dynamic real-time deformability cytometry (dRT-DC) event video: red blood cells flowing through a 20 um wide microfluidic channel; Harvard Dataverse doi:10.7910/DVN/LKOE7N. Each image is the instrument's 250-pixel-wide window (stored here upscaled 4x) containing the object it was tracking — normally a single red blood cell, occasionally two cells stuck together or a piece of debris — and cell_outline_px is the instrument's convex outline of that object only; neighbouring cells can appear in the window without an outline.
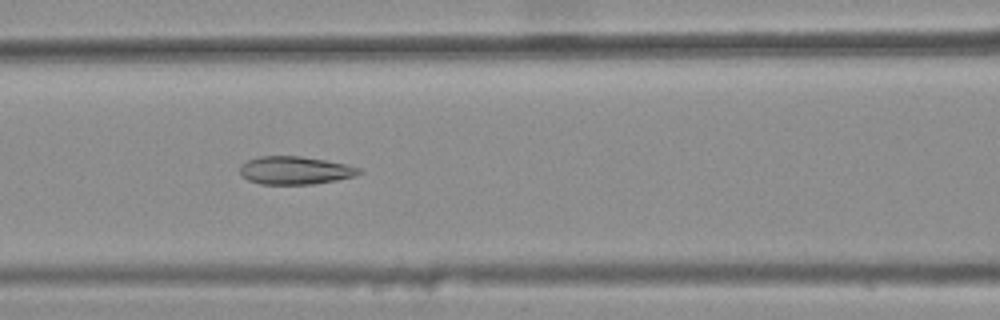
{"species": "common noctule bat (a hibernating species)", "species_latin": "Nyctalus noctula", "temperature_condition": "warm", "stored_images_in_passage": 34, "camera_frame_rate_fps": 3000, "um_per_image_px": 0.085, "animal": {"sex": "female", "body_mass_g": 25.1}, "frame": {"image": 1, "passage_image": 12, "time_ms": 3.667, "image_size_px": [1000, 320], "cell_outline_px": [[364, 172], [356, 176], [336, 180], [312, 184], [260, 184], [248, 180], [240, 172], [240, 164], [248, 160], [260, 156], [300, 156], [324, 160], [344, 164], [360, 168]], "centroid_in_image_um": [25.08, 14.48], "position_along_channel_um": 141.5, "area_um2": 19.36}}
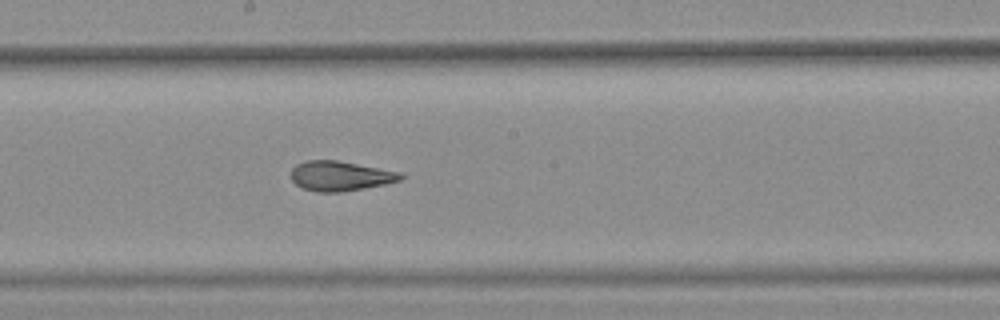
{"frame": {"image": 2, "passage_image": 18, "time_ms": 5.667, "image_size_px": [1000, 320], "cell_outline_px": [[404, 176], [400, 180], [384, 184], [344, 192], [316, 192], [304, 188], [296, 184], [292, 180], [292, 168], [296, 164], [308, 160], [336, 160], [400, 172]], "centroid_in_image_um": [28.91, 14.96], "position_along_channel_um": 219.3, "area_um2": 18.84}}
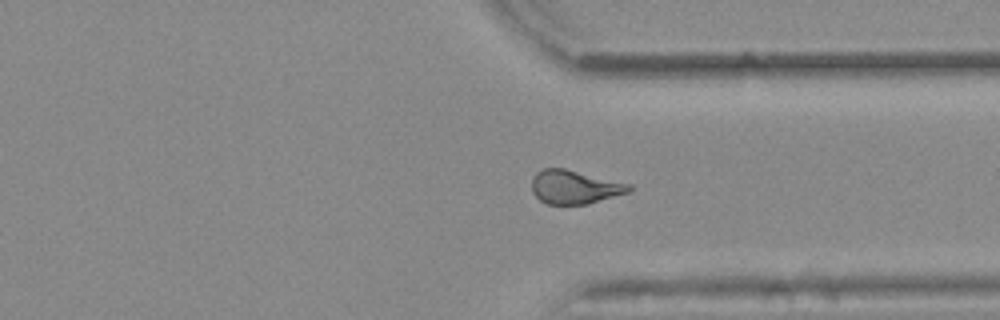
{"frame": {"image": 3, "passage_image": 29, "time_ms": 9.333, "image_size_px": [1000, 320], "cell_outline_px": [[632, 188], [628, 192], [588, 204], [548, 204], [540, 200], [532, 192], [532, 176], [536, 172], [544, 168], [564, 168], [632, 184]], "centroid_in_image_um": [48.83, 15.89], "position_along_channel_um": 362.6, "area_um2": 19.07}, "authors_computed_cell_mechanics": {"area_um2": 19.4497, "velocity_mm_per_s": 3.9007, "shape_relaxation_time_tau1_ms": null, "shape_relaxation_time_tau2_ms": 1.9735, "deformation_change_tau1": null, "deformation_change_tau2": 0.1031}}